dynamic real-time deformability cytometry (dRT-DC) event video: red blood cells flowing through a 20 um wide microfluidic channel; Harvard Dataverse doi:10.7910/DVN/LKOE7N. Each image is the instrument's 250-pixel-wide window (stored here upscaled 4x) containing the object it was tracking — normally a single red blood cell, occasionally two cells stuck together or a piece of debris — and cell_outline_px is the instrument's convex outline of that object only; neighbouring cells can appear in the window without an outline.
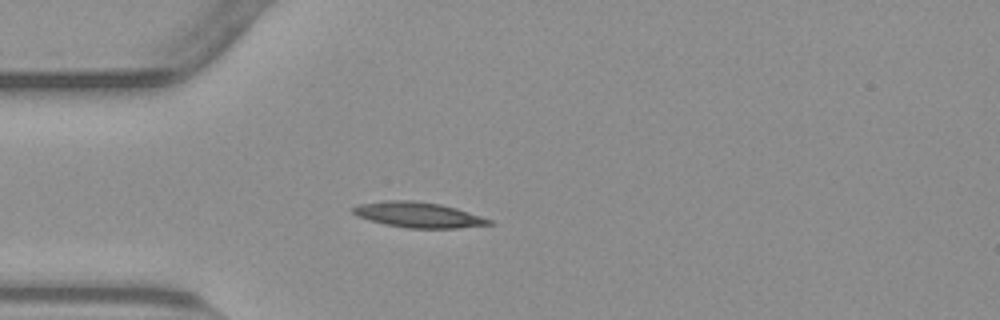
{"species": "common noctule bat (a hibernating species)", "species_latin": "Nyctalus noctula", "temperature_condition": "warm", "stored_images_in_passage": 40, "camera_frame_rate_fps": 3000, "um_per_image_px": 0.085, "animal": {"sex": "male", "body_mass_g": 23.1, "forearm_length_mm": 52.7}, "frame": {"image": 1, "passage_image": 1, "time_ms": 0.0, "image_size_px": [1000, 320], "cell_outline_px": [[496, 224], [456, 228], [408, 228], [384, 224], [368, 220], [352, 212], [348, 208], [360, 204], [384, 200], [412, 200], [440, 204], [456, 208], [492, 220]], "centroid_in_image_um": [35.53, 18.26], "position_along_channel_um": 49.5, "area_um2": 20.17}}
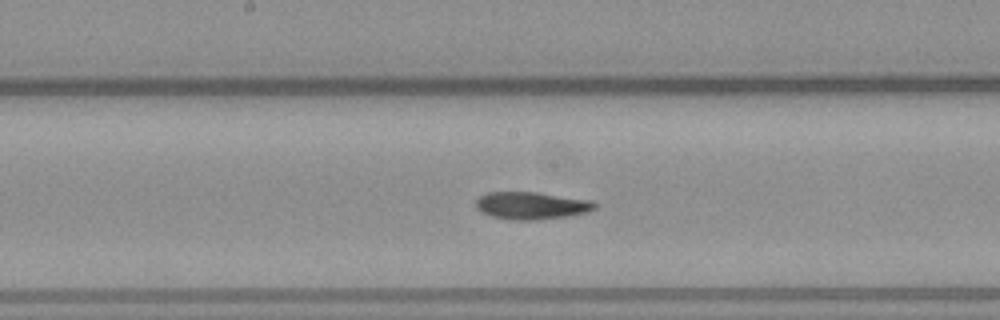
{"frame": {"image": 2, "passage_image": 14, "time_ms": 4.333, "image_size_px": [1000, 320], "cell_outline_px": [[596, 208], [588, 212], [568, 216], [536, 220], [512, 220], [492, 216], [480, 212], [476, 208], [476, 200], [480, 196], [488, 192], [536, 192], [592, 200], [596, 204]], "centroid_in_image_um": [45.17, 17.47], "position_along_channel_um": 203.0, "area_um2": 19.07}}
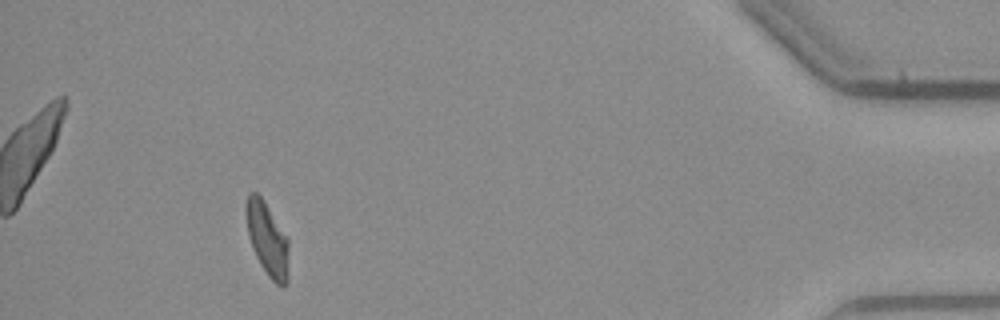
{"frame": {"image": 3, "passage_image": 36, "time_ms": 11.667, "image_size_px": [1000, 320], "cell_outline_px": [[288, 280], [284, 288], [276, 284], [268, 276], [260, 264], [252, 248], [248, 236], [244, 212], [244, 204], [248, 192], [256, 192], [264, 200], [288, 236]], "centroid_in_image_um": [22.7, 20.29], "position_along_channel_um": 412.5, "area_um2": 18.84}, "authors_computed_cell_mechanics": {"area_um2": 18.6116, "velocity_mm_per_s": 3.7896, "shape_relaxation_time_tau1_ms": null, "shape_relaxation_time_tau2_ms": 3.3792, "deformation_change_tau1": null, "deformation_change_tau2": 0.0861}}